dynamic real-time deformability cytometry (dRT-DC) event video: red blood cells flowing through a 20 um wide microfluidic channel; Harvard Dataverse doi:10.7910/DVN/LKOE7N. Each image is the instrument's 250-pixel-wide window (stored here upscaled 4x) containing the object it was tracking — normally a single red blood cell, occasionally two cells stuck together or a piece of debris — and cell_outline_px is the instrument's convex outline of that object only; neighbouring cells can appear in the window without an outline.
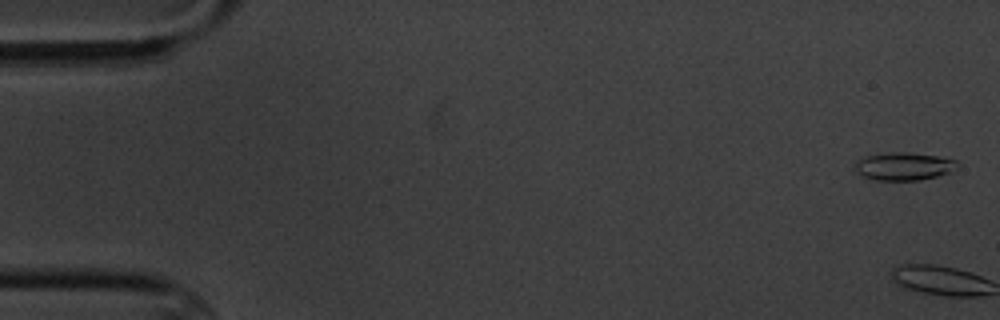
{"species": "common noctule bat (a hibernating species)", "species_latin": "Nyctalus noctula", "temperature_condition": "cold", "stored_images_in_passage": 6, "camera_frame_rate_fps": 3000, "um_per_image_px": 0.085, "animal": {"sex": "male", "body_mass_g": 20.1, "forearm_length_mm": 53.5}, "frame": {"image": 1, "passage_image": 1, "time_ms": 0.0, "image_size_px": [1000, 320], "cell_outline_px": [[960, 164], [948, 172], [936, 176], [920, 180], [876, 180], [864, 176], [856, 172], [852, 168], [856, 160], [868, 156], [888, 152], [912, 152], [936, 156], [956, 160]], "centroid_in_image_um": [76.78, 14.13], "position_along_channel_um": 8.2, "area_um2": 16.59}}
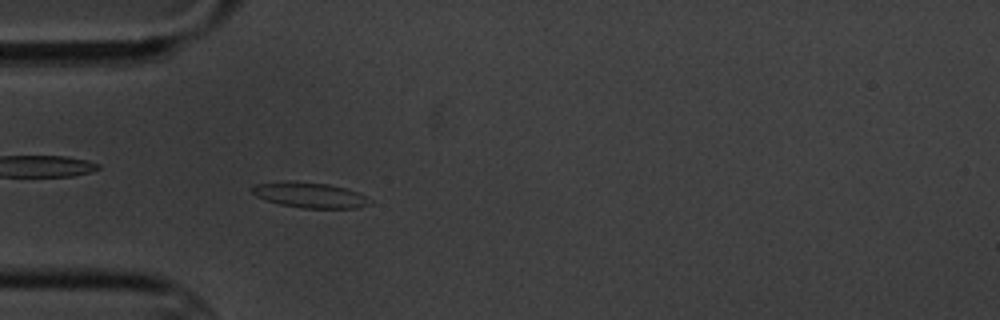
{"frame": {"image": 2, "passage_image": 6, "time_ms": 6.0, "image_size_px": [1000, 320], "cell_outline_px": [[372, 200], [368, 204], [356, 208], [304, 208], [280, 204], [256, 196], [248, 188], [256, 184], [288, 180], [328, 184], [348, 188]], "centroid_in_image_um": [26.3, 16.56], "position_along_channel_um": 58.7, "area_um2": 17.4}}